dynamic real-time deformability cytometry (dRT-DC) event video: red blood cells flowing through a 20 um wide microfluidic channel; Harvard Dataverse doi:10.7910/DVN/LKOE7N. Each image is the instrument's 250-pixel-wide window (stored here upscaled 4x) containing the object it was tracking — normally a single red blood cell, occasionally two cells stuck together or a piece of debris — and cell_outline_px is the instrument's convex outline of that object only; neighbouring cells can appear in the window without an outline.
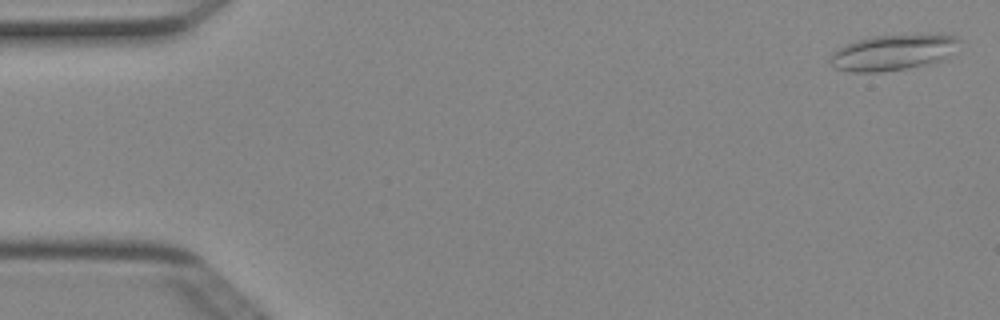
{"species": "Egyptian fruit bat (a non-hibernating species)", "species_latin": "Rousettus aegyptiacus", "temperature_condition": "cold", "stored_images_in_passage": 50, "camera_frame_rate_fps": 3000, "um_per_image_px": 0.085, "animal": {"sex": "female"}, "frame": {"image": 1, "passage_image": 1, "time_ms": 0.0, "image_size_px": [1000, 320], "cell_outline_px": [[960, 40], [940, 60], [928, 64], [908, 68], [880, 72], [848, 72], [836, 68], [828, 64], [828, 60], [832, 52], [836, 48], [856, 40], [872, 36], [916, 32], [956, 36]], "centroid_in_image_um": [75.79, 4.43], "position_along_channel_um": 9.2, "area_um2": 27.28}}
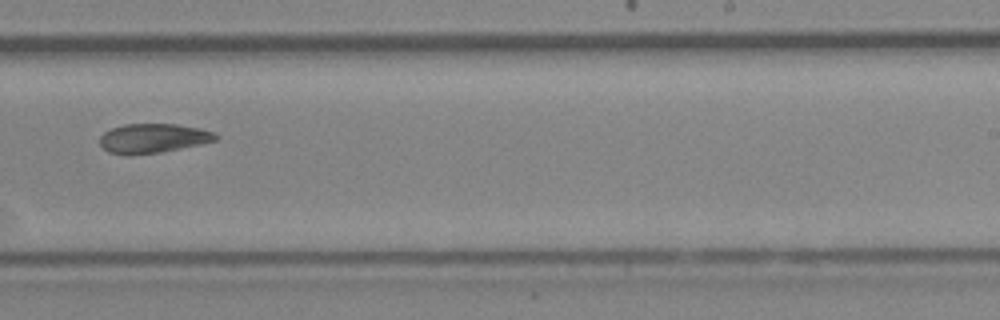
{"frame": {"image": 2, "passage_image": 31, "time_ms": 10.0, "image_size_px": [1000, 320], "cell_outline_px": [[220, 136], [216, 140], [200, 144], [160, 152], [128, 156], [108, 152], [100, 144], [100, 136], [104, 132], [112, 128], [124, 124], [176, 124], [200, 128], [212, 132]], "centroid_in_image_um": [12.98, 11.76], "position_along_channel_um": 276.0, "area_um2": 19.83}}
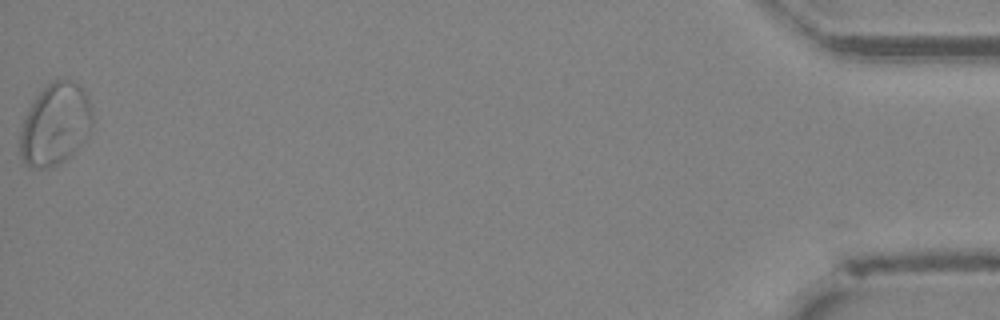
{"frame": {"image": 3, "passage_image": 50, "time_ms": 16.333, "image_size_px": [1000, 320], "cell_outline_px": [[92, 120], [72, 156], [48, 168], [28, 168], [20, 156], [20, 132], [28, 108], [36, 96], [52, 80], [72, 80], [80, 84], [84, 88], [88, 96], [92, 108]], "centroid_in_image_um": [4.67, 10.55], "position_along_channel_um": 430.5, "area_um2": 34.28}, "authors_computed_cell_mechanics": {"area_um2": 22.5131, "velocity_mm_per_s": 3.9909, "shape_relaxation_time_tau1_ms": null, "shape_relaxation_time_tau2_ms": 6.1652, "deformation_change_tau1": null, "deformation_change_tau2": 0.1234}}